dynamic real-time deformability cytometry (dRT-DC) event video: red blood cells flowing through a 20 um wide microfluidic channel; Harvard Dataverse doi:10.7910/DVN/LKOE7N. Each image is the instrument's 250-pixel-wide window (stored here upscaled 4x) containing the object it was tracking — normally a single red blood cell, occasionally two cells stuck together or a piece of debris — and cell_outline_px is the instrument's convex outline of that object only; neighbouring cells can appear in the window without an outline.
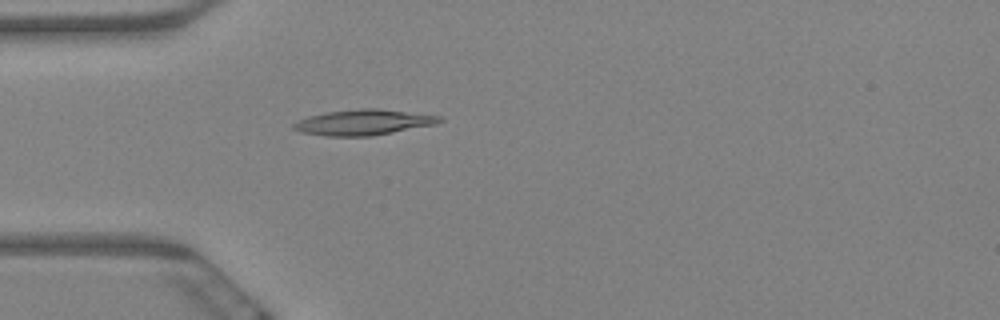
{"species": "Egyptian fruit bat (a non-hibernating species)", "species_latin": "Rousettus aegyptiacus", "temperature_condition": "warm", "stored_images_in_passage": 5, "camera_frame_rate_fps": 3000, "um_per_image_px": 0.085, "animal": {"sex": "female"}, "frame": {"image": 1, "passage_image": 5, "time_ms": 1.333, "image_size_px": [1000, 320], "cell_outline_px": [[444, 120], [436, 124], [372, 136], [324, 136], [300, 132], [292, 128], [292, 124], [308, 116], [328, 112], [360, 108], [376, 108], [444, 116]], "centroid_in_image_um": [30.92, 10.4], "position_along_channel_um": 54.1, "area_um2": 21.79}}